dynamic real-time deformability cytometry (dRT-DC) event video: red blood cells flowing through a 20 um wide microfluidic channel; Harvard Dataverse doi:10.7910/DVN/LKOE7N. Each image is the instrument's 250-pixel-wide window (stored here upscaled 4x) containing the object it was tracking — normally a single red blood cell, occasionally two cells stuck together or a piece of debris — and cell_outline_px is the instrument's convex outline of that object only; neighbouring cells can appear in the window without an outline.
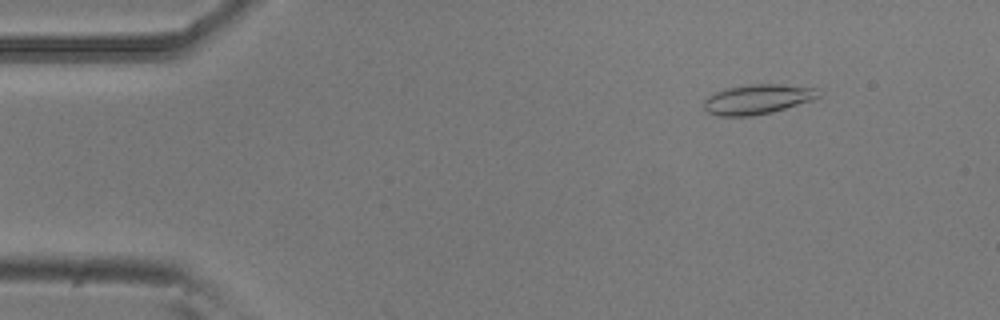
{"species": "common noctule bat (a hibernating species)", "species_latin": "Nyctalus noctula", "temperature_condition": "room temperature", "stored_images_in_passage": 4, "camera_frame_rate_fps": 3000, "um_per_image_px": 0.085, "animal": {"sex": "male", "body_mass_g": 20.5, "forearm_length_mm": 52.5}, "frame": {"image": 1, "passage_image": 2, "time_ms": 0.333, "image_size_px": [1000, 320], "cell_outline_px": [[820, 96], [812, 100], [772, 112], [752, 116], [716, 116], [708, 112], [704, 108], [704, 100], [708, 96], [724, 88], [748, 84], [780, 84], [816, 88]], "centroid_in_image_um": [64.35, 8.43], "position_along_channel_um": 20.6, "area_um2": 19.88}}